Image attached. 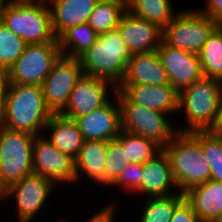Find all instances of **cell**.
Returning <instances> with one entry per match:
<instances>
[{"mask_svg":"<svg viewBox=\"0 0 222 222\" xmlns=\"http://www.w3.org/2000/svg\"><path fill=\"white\" fill-rule=\"evenodd\" d=\"M52 115L45 103L41 86L9 83L0 111V125L40 136Z\"/></svg>","mask_w":222,"mask_h":222,"instance_id":"1","label":"cell"},{"mask_svg":"<svg viewBox=\"0 0 222 222\" xmlns=\"http://www.w3.org/2000/svg\"><path fill=\"white\" fill-rule=\"evenodd\" d=\"M221 99L222 81L214 78L203 76L180 90L177 113L179 117H174L177 132L206 131L213 122ZM177 118L183 120L184 124L179 123Z\"/></svg>","mask_w":222,"mask_h":222,"instance_id":"2","label":"cell"},{"mask_svg":"<svg viewBox=\"0 0 222 222\" xmlns=\"http://www.w3.org/2000/svg\"><path fill=\"white\" fill-rule=\"evenodd\" d=\"M0 21L27 44L58 42L46 0L2 1Z\"/></svg>","mask_w":222,"mask_h":222,"instance_id":"3","label":"cell"},{"mask_svg":"<svg viewBox=\"0 0 222 222\" xmlns=\"http://www.w3.org/2000/svg\"><path fill=\"white\" fill-rule=\"evenodd\" d=\"M131 54L117 29L100 34L93 46L78 58L84 75L95 76L118 87Z\"/></svg>","mask_w":222,"mask_h":222,"instance_id":"4","label":"cell"},{"mask_svg":"<svg viewBox=\"0 0 222 222\" xmlns=\"http://www.w3.org/2000/svg\"><path fill=\"white\" fill-rule=\"evenodd\" d=\"M54 190L58 193L57 191L60 189L48 178L34 173L25 176L0 195V205L3 203L5 207L11 203L10 208L5 207L8 209L4 215H8L7 211L14 208L13 211H10L13 213V216L10 215L13 218L6 222H11L14 215L16 222H35L37 219H41L39 217L47 213L46 209L49 208V203L52 202L50 199L56 197L53 196L56 195ZM5 202L7 203L5 204ZM46 205L47 208H45ZM43 210L45 211L43 212Z\"/></svg>","mask_w":222,"mask_h":222,"instance_id":"5","label":"cell"},{"mask_svg":"<svg viewBox=\"0 0 222 222\" xmlns=\"http://www.w3.org/2000/svg\"><path fill=\"white\" fill-rule=\"evenodd\" d=\"M163 150L169 158L180 193L211 180V168L200 142L190 132H177Z\"/></svg>","mask_w":222,"mask_h":222,"instance_id":"6","label":"cell"},{"mask_svg":"<svg viewBox=\"0 0 222 222\" xmlns=\"http://www.w3.org/2000/svg\"><path fill=\"white\" fill-rule=\"evenodd\" d=\"M34 137L0 125V195L33 173Z\"/></svg>","mask_w":222,"mask_h":222,"instance_id":"7","label":"cell"},{"mask_svg":"<svg viewBox=\"0 0 222 222\" xmlns=\"http://www.w3.org/2000/svg\"><path fill=\"white\" fill-rule=\"evenodd\" d=\"M121 107L122 130L154 140L164 148L177 133L169 115L133 103L122 91L115 92Z\"/></svg>","mask_w":222,"mask_h":222,"instance_id":"8","label":"cell"},{"mask_svg":"<svg viewBox=\"0 0 222 222\" xmlns=\"http://www.w3.org/2000/svg\"><path fill=\"white\" fill-rule=\"evenodd\" d=\"M191 8L179 9L172 21L162 29L161 41L166 46L198 54L218 25L199 7Z\"/></svg>","mask_w":222,"mask_h":222,"instance_id":"9","label":"cell"},{"mask_svg":"<svg viewBox=\"0 0 222 222\" xmlns=\"http://www.w3.org/2000/svg\"><path fill=\"white\" fill-rule=\"evenodd\" d=\"M60 55L58 42L27 44L8 70L9 83L41 86Z\"/></svg>","mask_w":222,"mask_h":222,"instance_id":"10","label":"cell"},{"mask_svg":"<svg viewBox=\"0 0 222 222\" xmlns=\"http://www.w3.org/2000/svg\"><path fill=\"white\" fill-rule=\"evenodd\" d=\"M33 173L50 179L61 190L76 184L75 160L59 151L44 135L33 140Z\"/></svg>","mask_w":222,"mask_h":222,"instance_id":"11","label":"cell"},{"mask_svg":"<svg viewBox=\"0 0 222 222\" xmlns=\"http://www.w3.org/2000/svg\"><path fill=\"white\" fill-rule=\"evenodd\" d=\"M83 75L79 58L60 55L41 87L45 103L52 114H60L66 107L70 94Z\"/></svg>","mask_w":222,"mask_h":222,"instance_id":"12","label":"cell"},{"mask_svg":"<svg viewBox=\"0 0 222 222\" xmlns=\"http://www.w3.org/2000/svg\"><path fill=\"white\" fill-rule=\"evenodd\" d=\"M116 89L117 87L105 79L83 74L75 84L60 115L74 119L88 114L105 105L112 95H115Z\"/></svg>","mask_w":222,"mask_h":222,"instance_id":"13","label":"cell"},{"mask_svg":"<svg viewBox=\"0 0 222 222\" xmlns=\"http://www.w3.org/2000/svg\"><path fill=\"white\" fill-rule=\"evenodd\" d=\"M73 120L84 140L115 139L122 130L121 107L116 94L102 107Z\"/></svg>","mask_w":222,"mask_h":222,"instance_id":"14","label":"cell"},{"mask_svg":"<svg viewBox=\"0 0 222 222\" xmlns=\"http://www.w3.org/2000/svg\"><path fill=\"white\" fill-rule=\"evenodd\" d=\"M156 51L178 92L203 77L198 54L166 46L162 41Z\"/></svg>","mask_w":222,"mask_h":222,"instance_id":"15","label":"cell"},{"mask_svg":"<svg viewBox=\"0 0 222 222\" xmlns=\"http://www.w3.org/2000/svg\"><path fill=\"white\" fill-rule=\"evenodd\" d=\"M143 180L134 193L135 198L165 197L173 194H183L173 178L171 164L167 154L162 150L153 159L142 164ZM141 197V198H140Z\"/></svg>","mask_w":222,"mask_h":222,"instance_id":"16","label":"cell"},{"mask_svg":"<svg viewBox=\"0 0 222 222\" xmlns=\"http://www.w3.org/2000/svg\"><path fill=\"white\" fill-rule=\"evenodd\" d=\"M116 29L131 55L156 51L161 43V28L127 11L121 17Z\"/></svg>","mask_w":222,"mask_h":222,"instance_id":"17","label":"cell"},{"mask_svg":"<svg viewBox=\"0 0 222 222\" xmlns=\"http://www.w3.org/2000/svg\"><path fill=\"white\" fill-rule=\"evenodd\" d=\"M116 90L122 91L133 103L171 117H177L179 92L171 85H119Z\"/></svg>","mask_w":222,"mask_h":222,"instance_id":"18","label":"cell"},{"mask_svg":"<svg viewBox=\"0 0 222 222\" xmlns=\"http://www.w3.org/2000/svg\"><path fill=\"white\" fill-rule=\"evenodd\" d=\"M106 150L107 141L84 140L79 155L75 159L77 185L83 186L85 184L83 182H86L87 185L93 184L90 187L95 185V189L96 186L103 189Z\"/></svg>","mask_w":222,"mask_h":222,"instance_id":"19","label":"cell"},{"mask_svg":"<svg viewBox=\"0 0 222 222\" xmlns=\"http://www.w3.org/2000/svg\"><path fill=\"white\" fill-rule=\"evenodd\" d=\"M167 85L170 79L157 51L131 55L120 85Z\"/></svg>","mask_w":222,"mask_h":222,"instance_id":"20","label":"cell"},{"mask_svg":"<svg viewBox=\"0 0 222 222\" xmlns=\"http://www.w3.org/2000/svg\"><path fill=\"white\" fill-rule=\"evenodd\" d=\"M51 14L53 33L58 38L70 27L88 21L99 0H46Z\"/></svg>","mask_w":222,"mask_h":222,"instance_id":"21","label":"cell"},{"mask_svg":"<svg viewBox=\"0 0 222 222\" xmlns=\"http://www.w3.org/2000/svg\"><path fill=\"white\" fill-rule=\"evenodd\" d=\"M183 194L202 222H214L222 213V182L208 180Z\"/></svg>","mask_w":222,"mask_h":222,"instance_id":"22","label":"cell"},{"mask_svg":"<svg viewBox=\"0 0 222 222\" xmlns=\"http://www.w3.org/2000/svg\"><path fill=\"white\" fill-rule=\"evenodd\" d=\"M43 135L59 151L69 155L74 160L78 157L84 142L77 123L60 114H53L49 118Z\"/></svg>","mask_w":222,"mask_h":222,"instance_id":"23","label":"cell"},{"mask_svg":"<svg viewBox=\"0 0 222 222\" xmlns=\"http://www.w3.org/2000/svg\"><path fill=\"white\" fill-rule=\"evenodd\" d=\"M184 199V194L138 199L140 200L139 205H136L138 207L133 208L130 206L133 210L137 208L136 212L138 215L135 214L137 218L129 222H170L175 208Z\"/></svg>","mask_w":222,"mask_h":222,"instance_id":"24","label":"cell"},{"mask_svg":"<svg viewBox=\"0 0 222 222\" xmlns=\"http://www.w3.org/2000/svg\"><path fill=\"white\" fill-rule=\"evenodd\" d=\"M172 0H126V11L139 18L165 28L180 8L173 7Z\"/></svg>","mask_w":222,"mask_h":222,"instance_id":"25","label":"cell"},{"mask_svg":"<svg viewBox=\"0 0 222 222\" xmlns=\"http://www.w3.org/2000/svg\"><path fill=\"white\" fill-rule=\"evenodd\" d=\"M98 36L91 26L85 22L68 28L57 40L62 55L78 58L93 46Z\"/></svg>","mask_w":222,"mask_h":222,"instance_id":"26","label":"cell"},{"mask_svg":"<svg viewBox=\"0 0 222 222\" xmlns=\"http://www.w3.org/2000/svg\"><path fill=\"white\" fill-rule=\"evenodd\" d=\"M126 12V0H99L87 23L98 34L116 29Z\"/></svg>","mask_w":222,"mask_h":222,"instance_id":"27","label":"cell"},{"mask_svg":"<svg viewBox=\"0 0 222 222\" xmlns=\"http://www.w3.org/2000/svg\"><path fill=\"white\" fill-rule=\"evenodd\" d=\"M116 138L125 147L126 162L143 164L163 150L154 140L124 130Z\"/></svg>","mask_w":222,"mask_h":222,"instance_id":"28","label":"cell"},{"mask_svg":"<svg viewBox=\"0 0 222 222\" xmlns=\"http://www.w3.org/2000/svg\"><path fill=\"white\" fill-rule=\"evenodd\" d=\"M198 56L203 76L222 81V27L212 32Z\"/></svg>","mask_w":222,"mask_h":222,"instance_id":"29","label":"cell"},{"mask_svg":"<svg viewBox=\"0 0 222 222\" xmlns=\"http://www.w3.org/2000/svg\"><path fill=\"white\" fill-rule=\"evenodd\" d=\"M190 133L200 142L201 151L211 168V180L222 182V138L207 131Z\"/></svg>","mask_w":222,"mask_h":222,"instance_id":"30","label":"cell"},{"mask_svg":"<svg viewBox=\"0 0 222 222\" xmlns=\"http://www.w3.org/2000/svg\"><path fill=\"white\" fill-rule=\"evenodd\" d=\"M130 163L126 162L125 147L117 138L107 141L104 171L105 190L116 181Z\"/></svg>","mask_w":222,"mask_h":222,"instance_id":"31","label":"cell"},{"mask_svg":"<svg viewBox=\"0 0 222 222\" xmlns=\"http://www.w3.org/2000/svg\"><path fill=\"white\" fill-rule=\"evenodd\" d=\"M27 43L0 21V67L8 71L22 55Z\"/></svg>","mask_w":222,"mask_h":222,"instance_id":"32","label":"cell"},{"mask_svg":"<svg viewBox=\"0 0 222 222\" xmlns=\"http://www.w3.org/2000/svg\"><path fill=\"white\" fill-rule=\"evenodd\" d=\"M143 180L142 164L140 163H130L122 174L116 179V181L110 186V192L113 190L123 191V195H132L141 186ZM117 187V188H116ZM114 188V189H113Z\"/></svg>","mask_w":222,"mask_h":222,"instance_id":"33","label":"cell"},{"mask_svg":"<svg viewBox=\"0 0 222 222\" xmlns=\"http://www.w3.org/2000/svg\"><path fill=\"white\" fill-rule=\"evenodd\" d=\"M110 200L112 202L108 201V203H104L103 207L101 206V208L98 209V211L94 210V212H95L94 214L90 212L89 215L91 214V217L88 216L89 218H87V219L85 218V221L83 220L82 222H116L118 219V217H116L118 214L117 210L121 207H118L120 205L117 203V201H114V200H116V198L113 200L112 199H110ZM60 216H61L60 219L63 222H74L75 221V220L70 221V217L67 218L66 216L65 217H63L62 215H60ZM77 220H78L77 222H81L79 220V218Z\"/></svg>","mask_w":222,"mask_h":222,"instance_id":"34","label":"cell"},{"mask_svg":"<svg viewBox=\"0 0 222 222\" xmlns=\"http://www.w3.org/2000/svg\"><path fill=\"white\" fill-rule=\"evenodd\" d=\"M170 222H202L193 211L192 206L184 199L174 210Z\"/></svg>","mask_w":222,"mask_h":222,"instance_id":"35","label":"cell"},{"mask_svg":"<svg viewBox=\"0 0 222 222\" xmlns=\"http://www.w3.org/2000/svg\"><path fill=\"white\" fill-rule=\"evenodd\" d=\"M204 3L199 9L222 27V0H204Z\"/></svg>","mask_w":222,"mask_h":222,"instance_id":"36","label":"cell"},{"mask_svg":"<svg viewBox=\"0 0 222 222\" xmlns=\"http://www.w3.org/2000/svg\"><path fill=\"white\" fill-rule=\"evenodd\" d=\"M206 131L213 136L222 138V99L214 116L213 122Z\"/></svg>","mask_w":222,"mask_h":222,"instance_id":"37","label":"cell"},{"mask_svg":"<svg viewBox=\"0 0 222 222\" xmlns=\"http://www.w3.org/2000/svg\"><path fill=\"white\" fill-rule=\"evenodd\" d=\"M9 86L8 71L0 67V111L3 108Z\"/></svg>","mask_w":222,"mask_h":222,"instance_id":"38","label":"cell"},{"mask_svg":"<svg viewBox=\"0 0 222 222\" xmlns=\"http://www.w3.org/2000/svg\"><path fill=\"white\" fill-rule=\"evenodd\" d=\"M214 222H222V213L218 216V218Z\"/></svg>","mask_w":222,"mask_h":222,"instance_id":"39","label":"cell"},{"mask_svg":"<svg viewBox=\"0 0 222 222\" xmlns=\"http://www.w3.org/2000/svg\"><path fill=\"white\" fill-rule=\"evenodd\" d=\"M53 218H56L57 219V221H56V219H54V221L53 222H63L61 219H60V217L58 218V216H52Z\"/></svg>","mask_w":222,"mask_h":222,"instance_id":"40","label":"cell"},{"mask_svg":"<svg viewBox=\"0 0 222 222\" xmlns=\"http://www.w3.org/2000/svg\"><path fill=\"white\" fill-rule=\"evenodd\" d=\"M0 1H17V0H0Z\"/></svg>","mask_w":222,"mask_h":222,"instance_id":"41","label":"cell"}]
</instances>
